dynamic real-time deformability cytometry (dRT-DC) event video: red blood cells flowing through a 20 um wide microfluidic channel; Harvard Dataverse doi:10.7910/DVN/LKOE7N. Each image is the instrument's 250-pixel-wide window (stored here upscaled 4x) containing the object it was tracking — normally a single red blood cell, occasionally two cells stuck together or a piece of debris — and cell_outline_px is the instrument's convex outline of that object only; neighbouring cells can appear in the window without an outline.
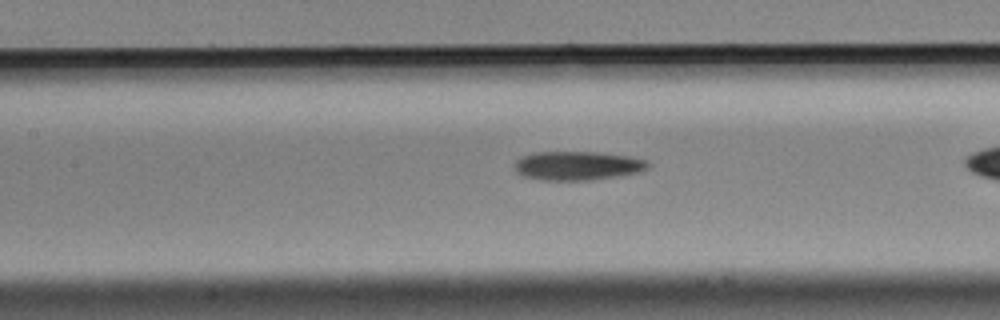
{"species": "Egyptian fruit bat (a non-hibernating species)", "species_latin": "Rousettus aegyptiacus", "temperature_condition": "cold", "stored_images_in_passage": 40, "camera_frame_rate_fps": 3000, "um_per_image_px": 0.085, "animal": {"sex": "male"}, "frame": {"image": 1, "passage_image": 21, "time_ms": 6.667, "image_size_px": [1000, 320], "cell_outline_px": [[652, 164], [648, 168], [640, 172], [620, 176], [592, 180], [540, 180], [524, 176], [516, 172], [516, 160], [520, 156], [532, 152], [596, 152], [628, 156], [648, 160]], "centroid_in_image_um": [49.12, 14.08], "position_along_channel_um": 158.3, "area_um2": 22.72}}
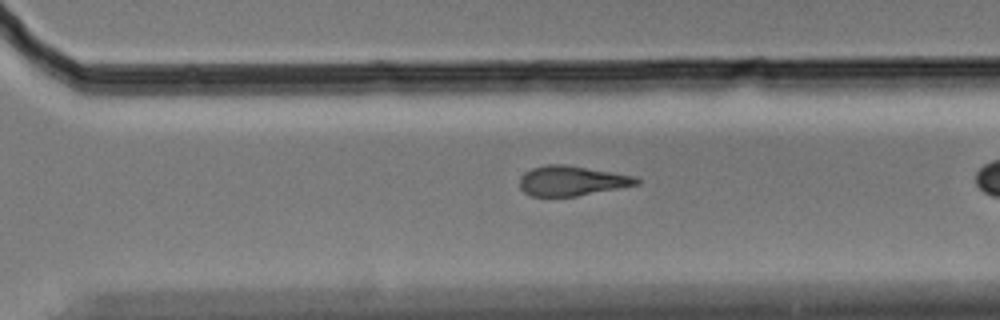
{"frame": {"image": 2, "passage_image": 35, "time_ms": 11.333, "image_size_px": [1000, 320], "cell_outline_px": [[640, 184], [576, 196], [532, 196], [524, 192], [520, 188], [520, 176], [524, 172], [532, 168], [544, 164], [568, 164], [636, 176], [640, 180]], "centroid_in_image_um": [48.6, 15.35], "position_along_channel_um": 322.0, "area_um2": 20.52}}
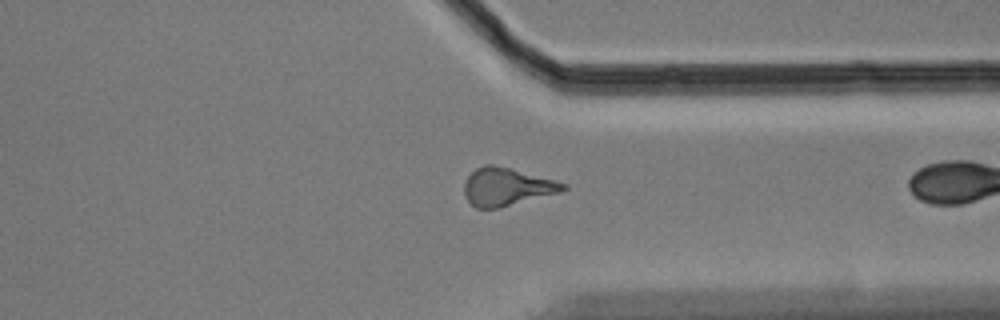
{"frame": {"image": 3, "passage_image": 39, "time_ms": 12.667, "image_size_px": [1000, 320], "cell_outline_px": [[568, 188], [560, 192], [500, 208], [476, 208], [464, 196], [464, 184], [468, 176], [476, 168], [484, 164], [492, 164], [512, 168], [568, 184]], "centroid_in_image_um": [43.07, 15.87], "position_along_channel_um": 368.3, "area_um2": 21.85}}